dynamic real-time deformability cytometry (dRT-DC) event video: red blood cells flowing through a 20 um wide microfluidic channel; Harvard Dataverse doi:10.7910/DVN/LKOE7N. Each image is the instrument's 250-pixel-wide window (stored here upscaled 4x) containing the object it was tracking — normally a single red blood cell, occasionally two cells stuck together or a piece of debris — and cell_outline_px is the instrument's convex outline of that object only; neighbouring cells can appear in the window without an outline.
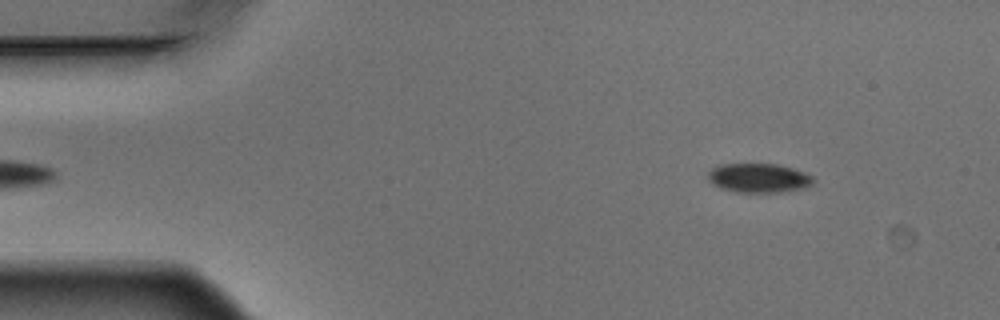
{"species": "Egyptian fruit bat (a non-hibernating species)", "species_latin": "Rousettus aegyptiacus", "temperature_condition": "warm", "stored_images_in_passage": 6, "segment_of_instrument_passage": [2, 2], "camera_frame_rate_fps": 3000, "um_per_image_px": 0.085, "animal": {"sex": "male"}, "frame": {"image": 1, "passage_image": 6, "time_ms": 1.667, "image_size_px": [1000, 320], "cell_outline_px": [[812, 184], [804, 188], [780, 192], [736, 192], [720, 188], [712, 184], [708, 180], [708, 172], [712, 168], [720, 164], [780, 164], [804, 172], [812, 176]], "centroid_in_image_um": [64.46, 15.12], "position_along_channel_um": 20.5, "area_um2": 17.92}}